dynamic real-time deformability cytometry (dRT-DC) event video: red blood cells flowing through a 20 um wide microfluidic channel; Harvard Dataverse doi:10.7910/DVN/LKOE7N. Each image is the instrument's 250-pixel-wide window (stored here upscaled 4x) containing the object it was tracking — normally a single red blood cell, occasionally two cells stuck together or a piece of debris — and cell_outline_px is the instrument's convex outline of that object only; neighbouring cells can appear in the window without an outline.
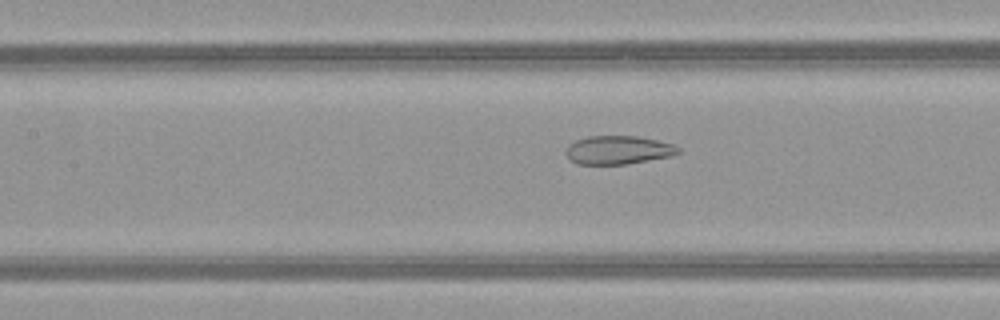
{"species": "common noctule bat (a hibernating species)", "species_latin": "Nyctalus noctula", "temperature_condition": "warm", "stored_images_in_passage": 52, "camera_frame_rate_fps": 3000, "um_per_image_px": 0.085, "animal": {"sex": "female", "body_mass_g": 21.9}, "frame": {"image": 1, "passage_image": 24, "time_ms": 7.667, "image_size_px": [1000, 320], "cell_outline_px": [[680, 152], [672, 156], [628, 164], [576, 164], [564, 152], [568, 144], [576, 140], [588, 136], [636, 136], [656, 140], [672, 144], [680, 148]], "centroid_in_image_um": [52.54, 12.75], "position_along_channel_um": 154.9, "area_um2": 18.67}}
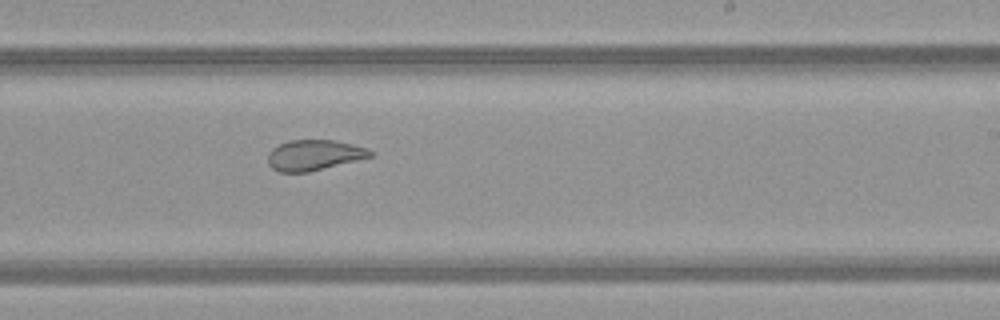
{"frame": {"image": 2, "passage_image": 32, "time_ms": 10.333, "image_size_px": [1000, 320], "cell_outline_px": [[372, 156], [308, 172], [280, 172], [272, 168], [268, 164], [268, 152], [272, 148], [288, 140], [332, 140], [352, 144], [368, 148], [372, 152]], "centroid_in_image_um": [26.66, 13.18], "position_along_channel_um": 262.3, "area_um2": 18.03}}
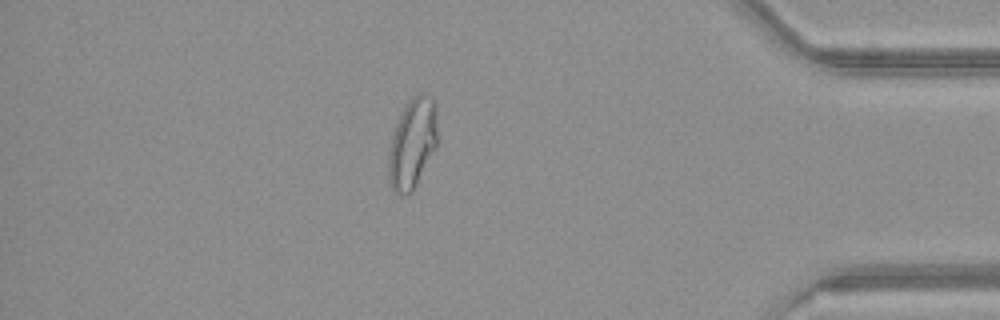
{"frame": {"image": 3, "passage_image": 45, "time_ms": 14.667, "image_size_px": [1000, 320], "cell_outline_px": [[436, 144], [412, 192], [408, 196], [404, 196], [396, 192], [392, 188], [388, 180], [388, 156], [392, 136], [396, 124], [408, 100], [416, 92], [428, 92], [432, 96], [436, 104]], "centroid_in_image_um": [35.04, 12.14], "position_along_channel_um": 400.2, "area_um2": 25.61}, "authors_computed_cell_mechanics": {"area_um2": 25.3453, "velocity_mm_per_s": 4.0357, "shape_relaxation_time_tau1_ms": null, "shape_relaxation_time_tau2_ms": 1.1999, "deformation_change_tau1": null, "deformation_change_tau2": 0.0572}}